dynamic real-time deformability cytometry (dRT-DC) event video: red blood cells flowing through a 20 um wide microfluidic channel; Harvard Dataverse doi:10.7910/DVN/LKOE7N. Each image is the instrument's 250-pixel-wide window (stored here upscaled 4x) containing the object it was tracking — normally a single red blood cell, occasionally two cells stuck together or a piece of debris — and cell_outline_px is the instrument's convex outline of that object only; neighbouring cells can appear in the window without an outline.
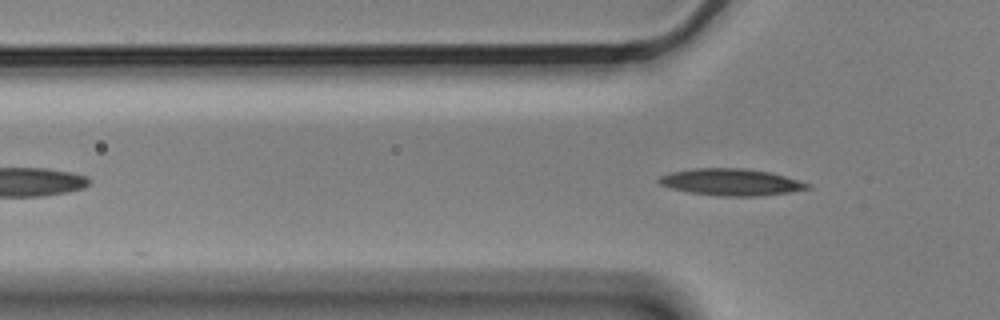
{"species": "Egyptian fruit bat (a non-hibernating species)", "species_latin": "Rousettus aegyptiacus", "temperature_condition": "cold", "stored_images_in_passage": 3, "segment_of_instrument_passage": [2, 2], "camera_frame_rate_fps": 3000, "um_per_image_px": 0.085, "animal": {"sex": "male"}, "frame": {"image": 1, "passage_image": 3, "time_ms": 0.667, "image_size_px": [1000, 320], "cell_outline_px": [[812, 188], [788, 192], [760, 196], [724, 196], [692, 192], [672, 188], [660, 184], [656, 180], [660, 176], [672, 172], [692, 168], [744, 168], [768, 172], [784, 176], [812, 184]], "centroid_in_image_um": [62.16, 15.47], "position_along_channel_um": 63.6, "area_um2": 22.95}}